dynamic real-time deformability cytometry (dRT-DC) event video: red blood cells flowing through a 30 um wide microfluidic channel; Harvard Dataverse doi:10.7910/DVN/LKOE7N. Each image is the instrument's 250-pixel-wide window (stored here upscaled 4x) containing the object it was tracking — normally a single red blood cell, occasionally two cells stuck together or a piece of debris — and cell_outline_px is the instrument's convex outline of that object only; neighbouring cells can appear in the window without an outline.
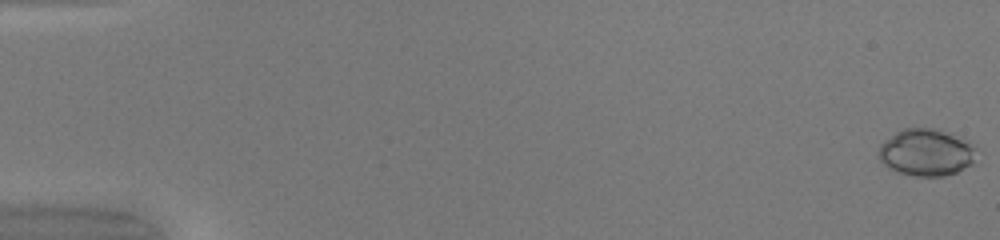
{"species": "common noctule bat (a hibernating species)", "species_latin": "Nyctalus noctula", "temperature_condition": "warm", "stored_images_in_passage": 29, "camera_frame_rate_fps": 3000, "um_per_image_px": 0.085, "animal": {"sex": "female", "body_mass_g": 20.0, "forearm_length_mm": 54.0}, "frame": {"image": 1, "passage_image": 1, "time_ms": 0.0, "image_size_px": [1000, 240], "cell_outline_px": [[984, 152], [972, 164], [956, 172], [944, 176], [916, 176], [896, 172], [888, 168], [880, 160], [880, 144], [884, 140], [896, 132], [904, 128], [940, 128], [952, 132], [976, 144]], "centroid_in_image_um": [78.87, 12.93], "position_along_channel_um": 6.1, "area_um2": 27.8}}
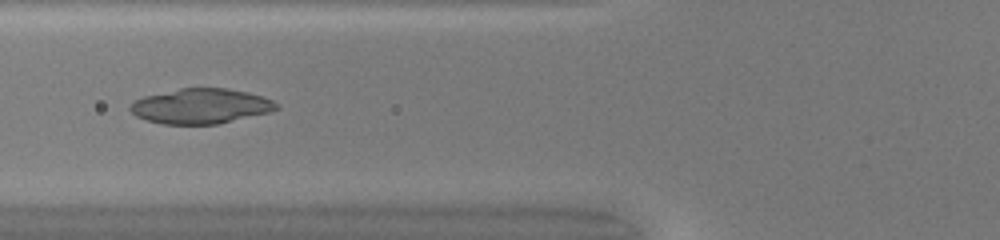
{"frame": {"image": 2, "passage_image": 21, "time_ms": 6.667, "image_size_px": [1000, 240], "cell_outline_px": [[280, 108], [268, 112], [216, 124], [164, 124], [148, 120], [136, 116], [128, 108], [136, 100], [144, 96], [180, 88], [228, 88], [248, 92], [272, 100], [280, 104]], "centroid_in_image_um": [17.08, 9.01], "position_along_channel_um": 108.7, "area_um2": 29.59}}
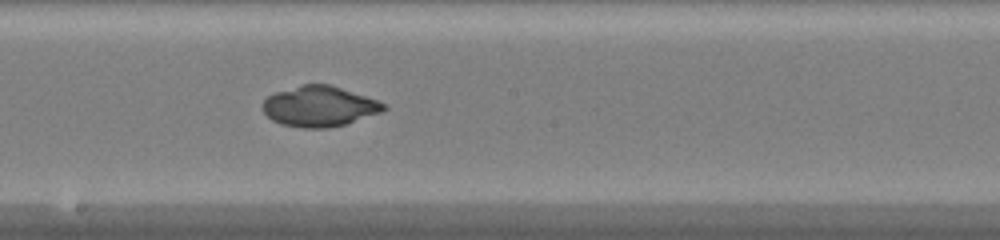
{"frame": {"image": 3, "passage_image": 29, "time_ms": 9.333, "image_size_px": [1000, 240], "cell_outline_px": [[388, 108], [384, 112], [344, 124], [328, 128], [304, 128], [280, 124], [272, 120], [264, 112], [260, 104], [268, 96], [276, 92], [300, 84], [328, 84], [388, 104]], "centroid_in_image_um": [27.14, 9.05], "position_along_channel_um": 221.1, "area_um2": 28.55}}